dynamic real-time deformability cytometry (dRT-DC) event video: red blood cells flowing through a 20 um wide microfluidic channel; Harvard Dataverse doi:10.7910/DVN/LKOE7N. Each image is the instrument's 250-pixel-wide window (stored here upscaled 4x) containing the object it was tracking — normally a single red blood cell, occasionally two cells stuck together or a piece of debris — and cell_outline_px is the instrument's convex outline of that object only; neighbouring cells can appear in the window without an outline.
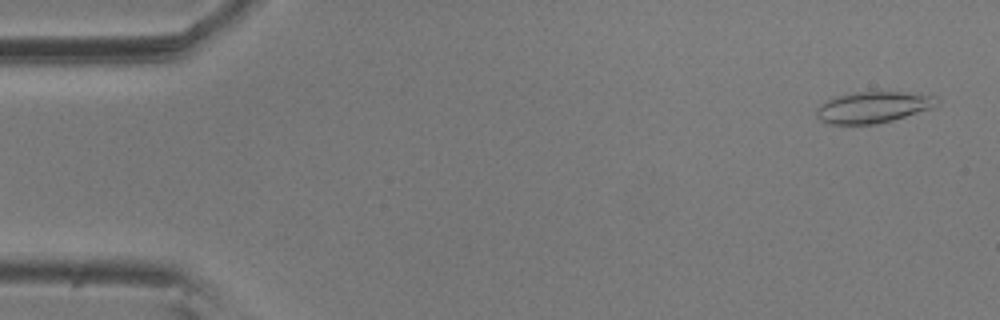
{"species": "common noctule bat (a hibernating species)", "species_latin": "Nyctalus noctula", "temperature_condition": "room temperature", "stored_images_in_passage": 7, "camera_frame_rate_fps": 3000, "um_per_image_px": 0.085, "animal": {"sex": "male", "body_mass_g": 20.5, "forearm_length_mm": 52.5}, "frame": {"image": 1, "passage_image": 7, "time_ms": 2.0, "image_size_px": [1000, 320], "cell_outline_px": [[940, 104], [932, 108], [892, 120], [876, 124], [828, 124], [820, 120], [816, 116], [816, 108], [820, 104], [836, 96], [856, 92], [900, 92], [936, 96], [940, 100]], "centroid_in_image_um": [74.21, 9.12], "position_along_channel_um": 10.8, "area_um2": 21.91}}